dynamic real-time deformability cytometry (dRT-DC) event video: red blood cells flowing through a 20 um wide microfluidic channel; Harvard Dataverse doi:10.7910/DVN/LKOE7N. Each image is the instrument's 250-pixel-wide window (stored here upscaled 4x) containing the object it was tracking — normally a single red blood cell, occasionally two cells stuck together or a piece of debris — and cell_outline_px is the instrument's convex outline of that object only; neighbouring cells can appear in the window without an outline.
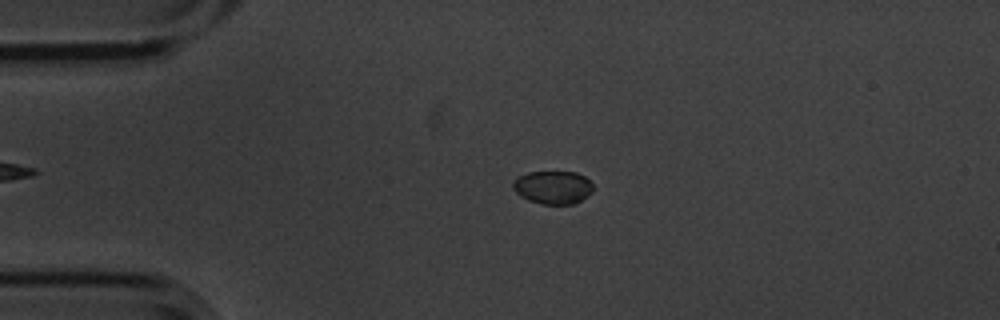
{"species": "common noctule bat (a hibernating species)", "species_latin": "Nyctalus noctula", "temperature_condition": "cold", "stored_images_in_passage": 7, "camera_frame_rate_fps": 3000, "um_per_image_px": 0.085, "animal": {"sex": "male", "body_mass_g": 20.1, "forearm_length_mm": 53.5}, "frame": {"image": 1, "passage_image": 3, "time_ms": 0.667, "image_size_px": [1000, 320], "cell_outline_px": [[592, 192], [580, 200], [572, 204], [544, 204], [528, 200], [520, 196], [512, 188], [512, 180], [528, 172], [576, 172], [584, 176], [592, 184]], "centroid_in_image_um": [46.96, 15.92], "position_along_channel_um": 38.0, "area_um2": 15.37}}
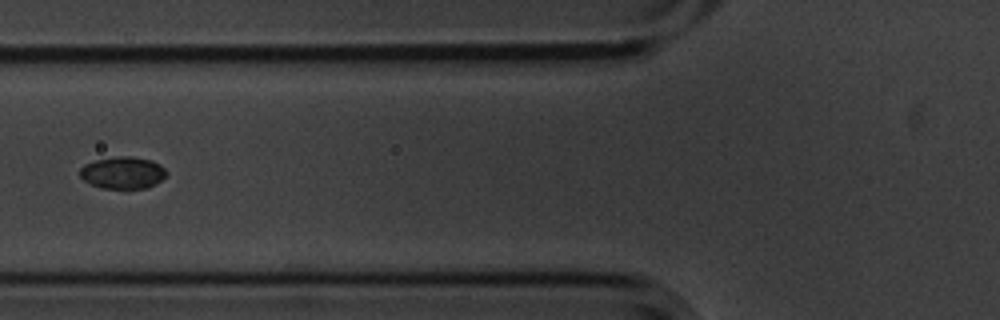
{"frame": {"image": 2, "passage_image": 5, "time_ms": 1.333, "image_size_px": [1000, 320], "cell_outline_px": [[168, 172], [160, 180], [144, 188], [100, 188], [84, 180], [80, 176], [80, 168], [84, 164], [96, 160], [120, 156], [132, 156], [152, 160], [160, 164]], "centroid_in_image_um": [10.42, 14.66], "position_along_channel_um": 115.4, "area_um2": 15.95}}
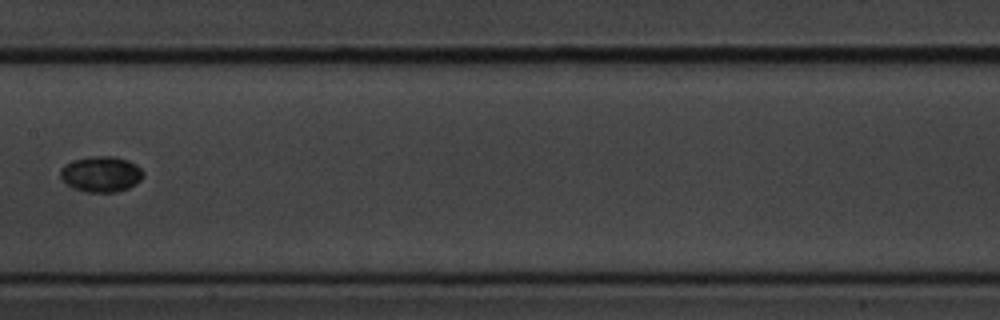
{"frame": {"image": 3, "passage_image": 7, "time_ms": 2.0, "image_size_px": [1000, 320], "cell_outline_px": [[144, 176], [136, 184], [128, 188], [116, 192], [88, 192], [72, 188], [60, 176], [60, 168], [64, 164], [76, 160], [92, 156], [112, 156], [128, 160], [136, 164], [144, 172]], "centroid_in_image_um": [8.61, 14.8], "position_along_channel_um": 198.8, "area_um2": 17.22}}